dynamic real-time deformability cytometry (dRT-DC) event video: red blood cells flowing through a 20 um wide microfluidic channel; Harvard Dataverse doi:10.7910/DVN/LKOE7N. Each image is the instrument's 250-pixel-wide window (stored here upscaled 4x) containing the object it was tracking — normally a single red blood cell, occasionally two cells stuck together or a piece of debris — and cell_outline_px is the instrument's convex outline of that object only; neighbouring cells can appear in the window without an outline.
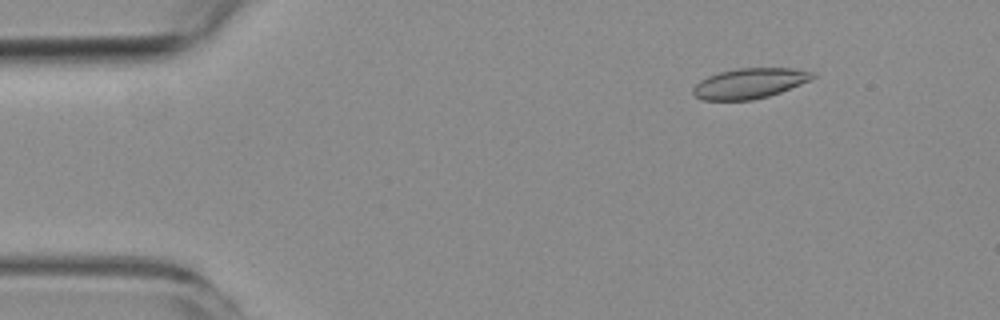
{"species": "common noctule bat (a hibernating species)", "species_latin": "Nyctalus noctula", "temperature_condition": "room temperature", "stored_images_in_passage": 7, "camera_frame_rate_fps": 3000, "um_per_image_px": 0.085, "animal": {"sex": "female", "body_mass_g": 19.3, "forearm_length_mm": 54.1}, "frame": {"image": 1, "passage_image": 2, "time_ms": 1.0, "image_size_px": [1000, 320], "cell_outline_px": [[816, 76], [812, 80], [780, 92], [768, 96], [752, 100], [700, 100], [692, 92], [692, 88], [700, 80], [708, 76], [720, 72], [736, 68], [792, 68], [816, 72]], "centroid_in_image_um": [63.74, 7.08], "position_along_channel_um": 21.3, "area_um2": 21.21}}
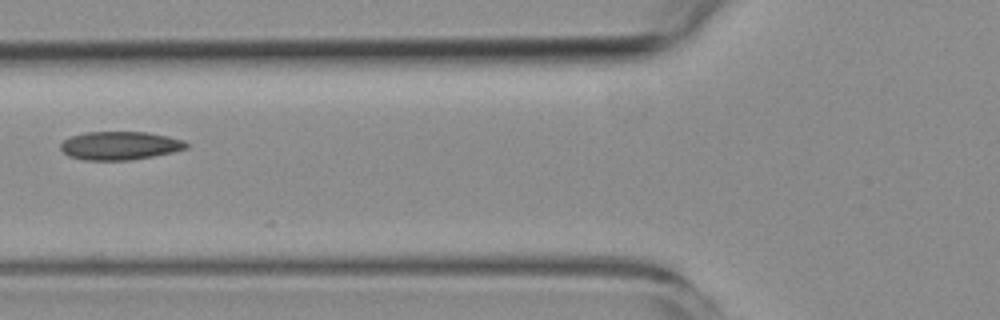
{"frame": {"image": 2, "passage_image": 6, "time_ms": 5.667, "image_size_px": [1000, 320], "cell_outline_px": [[188, 148], [172, 152], [152, 156], [128, 160], [84, 160], [68, 156], [60, 148], [60, 144], [68, 136], [84, 132], [148, 132], [168, 136], [184, 140], [188, 144]], "centroid_in_image_um": [10.16, 12.37], "position_along_channel_um": 115.6, "area_um2": 20.87}}
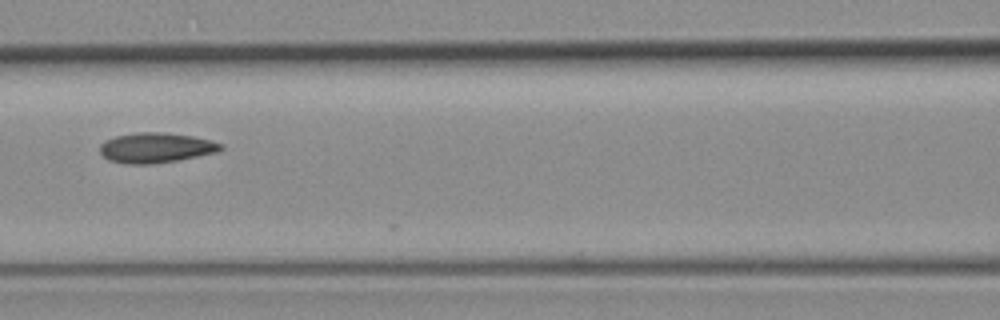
{"frame": {"image": 3, "passage_image": 7, "time_ms": 6.667, "image_size_px": [1000, 320], "cell_outline_px": [[224, 148], [216, 152], [176, 160], [152, 164], [128, 164], [108, 160], [100, 152], [100, 144], [104, 140], [116, 136], [136, 132], [160, 132], [192, 136], [212, 140], [224, 144]], "centroid_in_image_um": [13.24, 12.55], "position_along_channel_um": 153.4, "area_um2": 21.15}}